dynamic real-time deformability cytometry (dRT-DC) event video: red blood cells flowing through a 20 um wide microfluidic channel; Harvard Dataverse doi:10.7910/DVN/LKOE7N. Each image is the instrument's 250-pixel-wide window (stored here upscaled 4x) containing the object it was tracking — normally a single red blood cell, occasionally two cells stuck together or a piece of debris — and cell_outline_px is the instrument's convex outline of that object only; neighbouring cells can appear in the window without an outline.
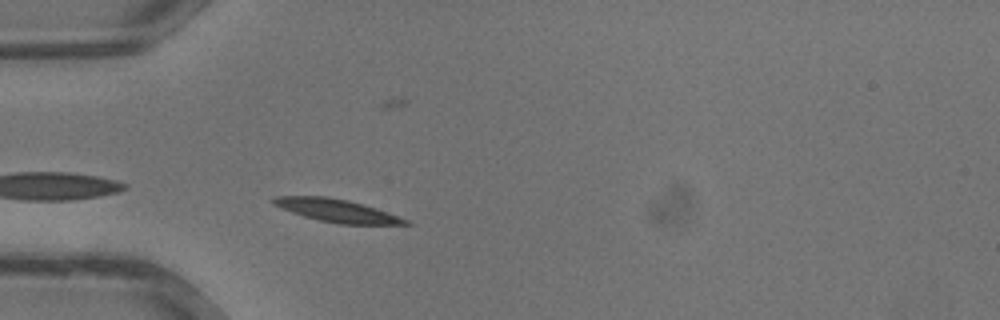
{"species": "common noctule bat (a hibernating species)", "species_latin": "Nyctalus noctula", "temperature_condition": "warm", "stored_images_in_passage": 27, "camera_frame_rate_fps": 3000, "um_per_image_px": 0.085, "animal": {"sex": "male", "body_mass_g": 13.3}, "frame": {"image": 1, "passage_image": 1, "time_ms": 0.0, "image_size_px": [1000, 320], "cell_outline_px": [[412, 224], [336, 224], [304, 216], [292, 212], [272, 204], [272, 196], [328, 196], [348, 200], [412, 220]], "centroid_in_image_um": [28.63, 17.9], "position_along_channel_um": 56.4, "area_um2": 17.46}}
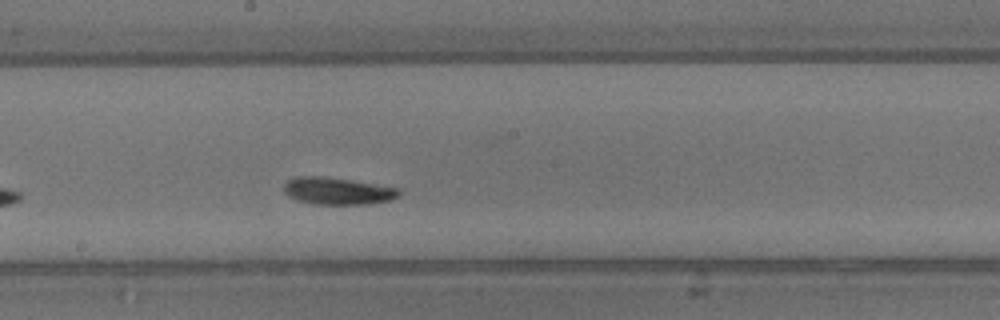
{"frame": {"image": 2, "passage_image": 10, "time_ms": 3.0, "image_size_px": [1000, 320], "cell_outline_px": [[400, 196], [392, 200], [372, 204], [312, 204], [288, 196], [284, 192], [284, 184], [288, 180], [296, 176], [320, 176], [352, 180], [400, 188]], "centroid_in_image_um": [28.73, 16.23], "position_along_channel_um": 219.5, "area_um2": 18.32}}
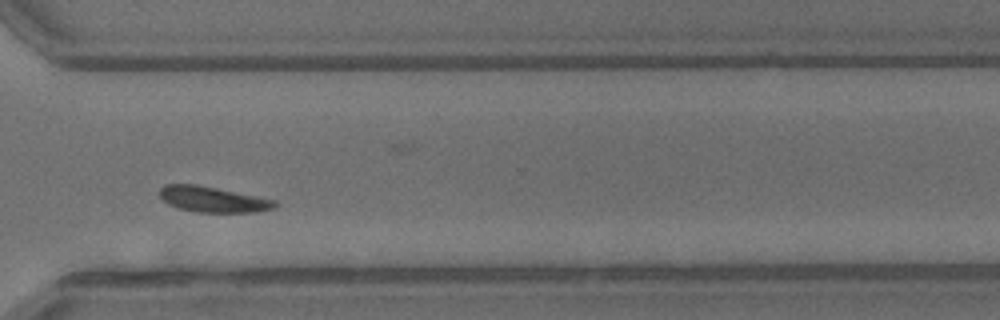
{"frame": {"image": 3, "passage_image": 17, "time_ms": 5.333, "image_size_px": [1000, 320], "cell_outline_px": [[280, 204], [272, 208], [256, 212], [196, 212], [180, 208], [168, 204], [160, 196], [160, 188], [164, 184], [196, 184], [276, 200]], "centroid_in_image_um": [18.09, 16.94], "position_along_channel_um": 352.5, "area_um2": 17.05}}